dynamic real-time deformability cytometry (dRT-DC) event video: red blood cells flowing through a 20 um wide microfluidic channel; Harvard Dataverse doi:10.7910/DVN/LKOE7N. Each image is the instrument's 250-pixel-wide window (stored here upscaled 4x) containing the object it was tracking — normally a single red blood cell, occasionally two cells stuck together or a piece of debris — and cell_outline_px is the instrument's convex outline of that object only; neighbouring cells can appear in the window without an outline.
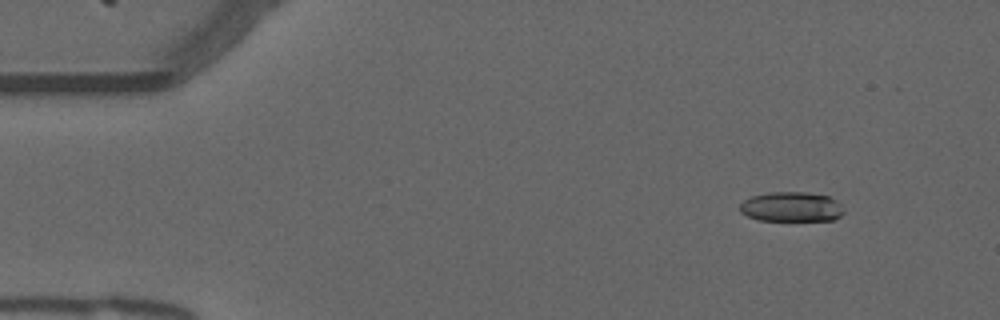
{"species": "common noctule bat (a hibernating species)", "species_latin": "Nyctalus noctula", "temperature_condition": "warm", "stored_images_in_passage": 55, "camera_frame_rate_fps": 3000, "um_per_image_px": 0.085, "animal": {"sex": "male", "forearm_length_mm": 52.5}, "frame": {"image": 1, "passage_image": 6, "time_ms": 1.667, "image_size_px": [1000, 320], "cell_outline_px": [[844, 212], [840, 216], [832, 220], [760, 220], [748, 216], [740, 212], [740, 204], [744, 200], [752, 196], [772, 192], [804, 192], [828, 196], [836, 200], [840, 204]], "centroid_in_image_um": [67.27, 17.58], "position_along_channel_um": 17.7, "area_um2": 17.86}}
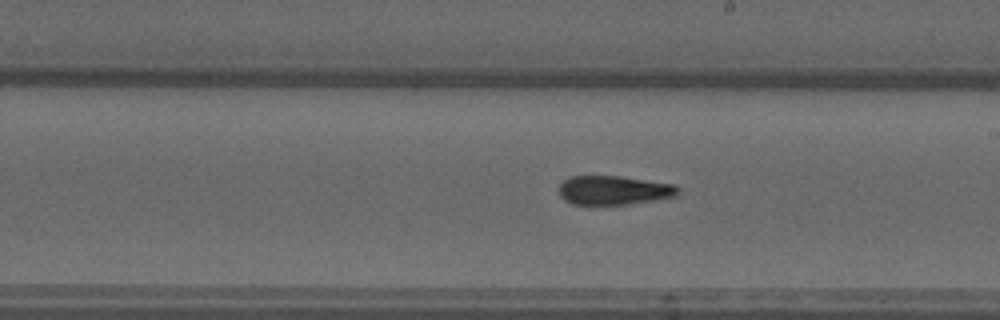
{"frame": {"image": 2, "passage_image": 31, "time_ms": 10.0, "image_size_px": [1000, 320], "cell_outline_px": [[680, 192], [676, 196], [628, 204], [588, 208], [572, 204], [564, 200], [560, 196], [560, 184], [568, 176], [620, 176], [672, 184], [680, 188]], "centroid_in_image_um": [52.1, 16.21], "position_along_channel_um": 236.9, "area_um2": 20.81}}
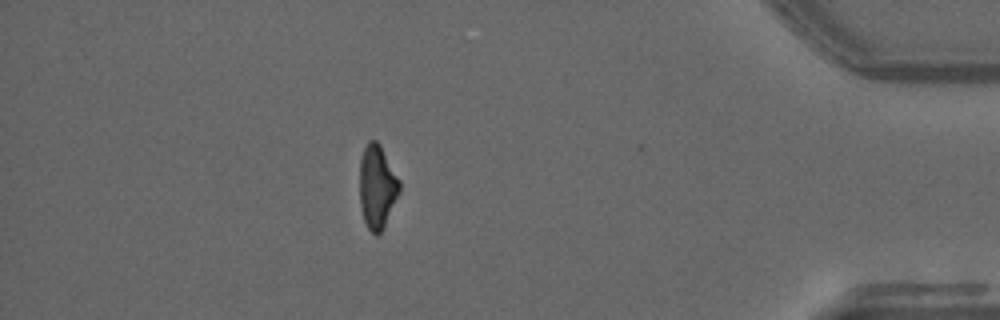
{"frame": {"image": 3, "passage_image": 48, "time_ms": 15.667, "image_size_px": [1000, 320], "cell_outline_px": [[400, 192], [384, 228], [376, 236], [368, 228], [364, 220], [360, 204], [360, 160], [364, 148], [368, 140], [376, 140], [380, 144], [400, 180]], "centroid_in_image_um": [32.07, 15.87], "position_along_channel_um": 403.1, "area_um2": 19.48}, "authors_computed_cell_mechanics": {"area_um2": 19.941, "velocity_mm_per_s": 3.7785, "shape_relaxation_time_tau1_ms": 8.6384, "shape_relaxation_time_tau2_ms": 3.0109, "deformation_change_tau1": 0.2232, "deformation_change_tau2": 0.1218}}